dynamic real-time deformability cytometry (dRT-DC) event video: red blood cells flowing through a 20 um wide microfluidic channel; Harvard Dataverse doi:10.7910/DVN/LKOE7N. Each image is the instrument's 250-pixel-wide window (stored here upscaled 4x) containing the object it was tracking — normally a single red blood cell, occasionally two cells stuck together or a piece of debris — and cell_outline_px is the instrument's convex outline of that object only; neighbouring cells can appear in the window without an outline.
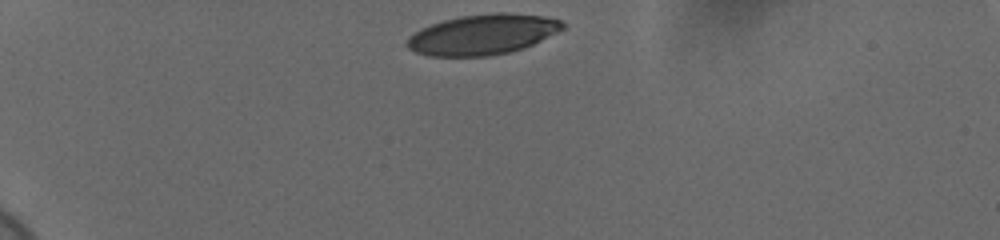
{"species": "human", "species_latin": "Homo sapiens", "temperature_condition": "cold", "stored_images_in_passage": 16, "camera_frame_rate_fps": 3000, "um_per_image_px": 0.085, "donor": {"sex": "female"}, "frame": {"image": 1, "passage_image": 1, "time_ms": 0.0, "image_size_px": [1000, 240], "cell_outline_px": [[564, 28], [524, 48], [508, 52], [488, 56], [428, 56], [416, 52], [408, 48], [408, 36], [420, 28], [444, 20], [460, 16], [496, 12], [504, 12], [540, 16], [560, 20], [564, 24]], "centroid_in_image_um": [40.99, 2.93], "position_along_channel_um": 44.0, "area_um2": 36.18}}
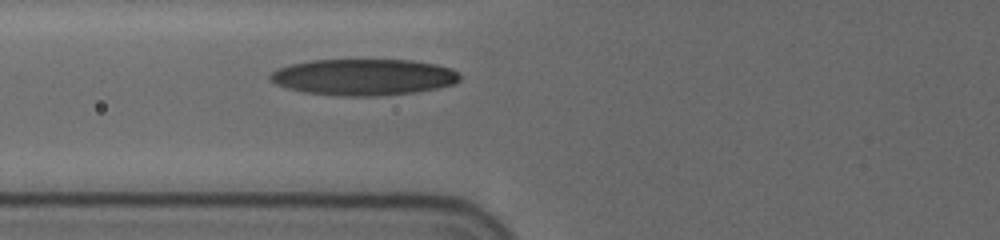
{"frame": {"image": 2, "passage_image": 10, "time_ms": 3.0, "image_size_px": [1000, 240], "cell_outline_px": [[460, 80], [452, 84], [436, 88], [416, 92], [372, 96], [344, 96], [304, 92], [288, 88], [276, 84], [268, 80], [268, 76], [276, 68], [308, 60], [412, 60], [436, 64], [452, 68], [460, 76]], "centroid_in_image_um": [30.87, 6.54], "position_along_channel_um": 94.9, "area_um2": 40.17}}
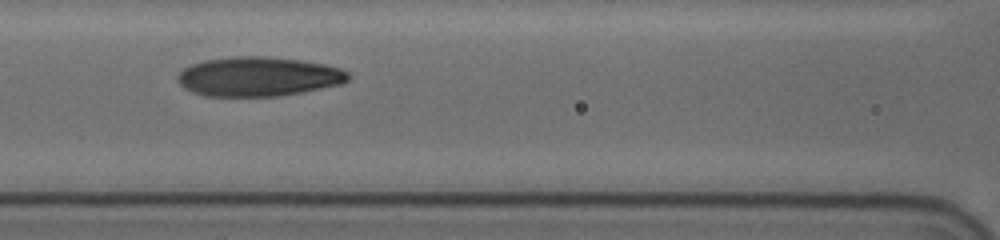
{"frame": {"image": 3, "passage_image": 14, "time_ms": 4.333, "image_size_px": [1000, 240], "cell_outline_px": [[348, 80], [340, 84], [280, 96], [204, 96], [192, 92], [184, 88], [176, 80], [176, 76], [184, 68], [192, 64], [204, 60], [232, 56], [268, 56], [300, 60], [324, 64], [340, 68], [348, 72]], "centroid_in_image_um": [21.91, 6.5], "position_along_channel_um": 144.7, "area_um2": 39.19}}